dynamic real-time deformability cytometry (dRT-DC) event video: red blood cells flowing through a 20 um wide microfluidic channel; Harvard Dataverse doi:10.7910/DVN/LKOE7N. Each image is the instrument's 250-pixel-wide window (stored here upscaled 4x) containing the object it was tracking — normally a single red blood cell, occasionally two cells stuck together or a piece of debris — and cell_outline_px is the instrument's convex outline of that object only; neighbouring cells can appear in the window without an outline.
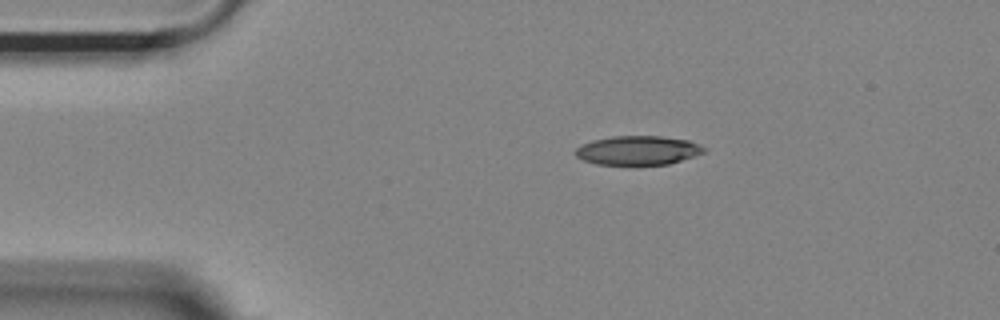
{"species": "Egyptian fruit bat (a non-hibernating species)", "species_latin": "Rousettus aegyptiacus", "temperature_condition": "room temperature", "stored_images_in_passage": 45, "camera_frame_rate_fps": 3000, "um_per_image_px": 0.085, "animal": {"sex": "female"}, "frame": {"image": 1, "passage_image": 1, "time_ms": 0.0, "image_size_px": [1000, 320], "cell_outline_px": [[708, 148], [704, 152], [696, 156], [668, 164], [596, 164], [584, 160], [576, 156], [576, 148], [580, 144], [592, 140], [612, 136], [660, 136], [688, 140]], "centroid_in_image_um": [54.23, 12.77], "position_along_channel_um": 30.8, "area_um2": 21.73}}
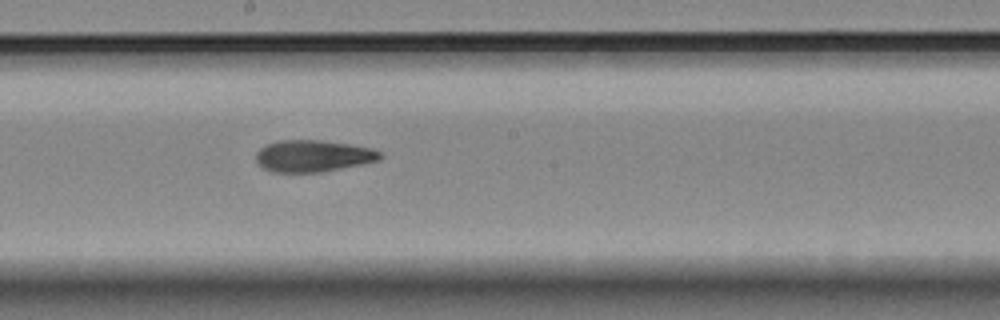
{"frame": {"image": 2, "passage_image": 20, "time_ms": 6.333, "image_size_px": [1000, 320], "cell_outline_px": [[384, 156], [380, 160], [320, 172], [272, 172], [264, 168], [256, 160], [256, 152], [260, 148], [276, 140], [320, 140], [348, 144], [372, 148], [380, 152]], "centroid_in_image_um": [26.6, 13.25], "position_along_channel_um": 221.6, "area_um2": 22.83}}
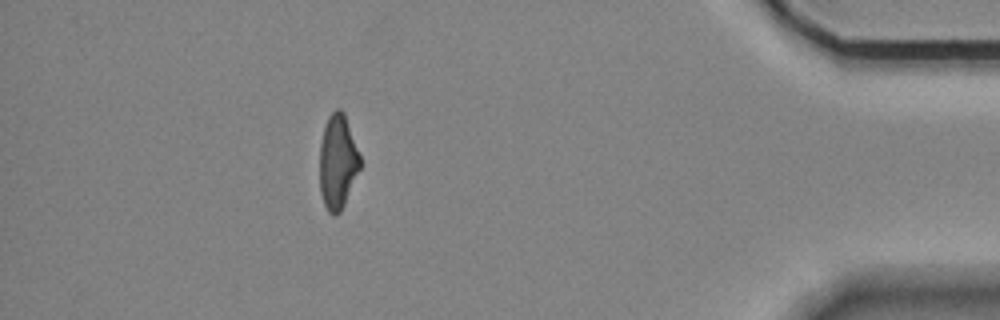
{"frame": {"image": 3, "passage_image": 39, "time_ms": 12.667, "image_size_px": [1000, 320], "cell_outline_px": [[360, 168], [344, 204], [340, 212], [336, 216], [332, 216], [328, 212], [324, 204], [320, 192], [320, 144], [324, 128], [328, 116], [336, 108], [340, 108], [344, 112], [360, 156]], "centroid_in_image_um": [28.69, 13.76], "position_along_channel_um": 406.5, "area_um2": 22.14}, "authors_computed_cell_mechanics": {"area_um2": 22.831, "velocity_mm_per_s": 3.7079, "shape_relaxation_time_tau1_ms": 9.3306, "shape_relaxation_time_tau2_ms": 3.7782, "deformation_change_tau1": 0.2491, "deformation_change_tau2": 0.1214}}